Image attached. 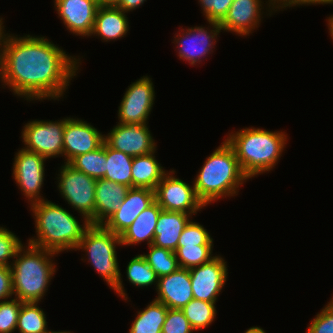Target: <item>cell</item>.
Returning a JSON list of instances; mask_svg holds the SVG:
<instances>
[{
    "mask_svg": "<svg viewBox=\"0 0 333 333\" xmlns=\"http://www.w3.org/2000/svg\"><path fill=\"white\" fill-rule=\"evenodd\" d=\"M27 244L19 248L11 262L13 295L21 302L39 303L56 272L52 257L58 253Z\"/></svg>",
    "mask_w": 333,
    "mask_h": 333,
    "instance_id": "5",
    "label": "cell"
},
{
    "mask_svg": "<svg viewBox=\"0 0 333 333\" xmlns=\"http://www.w3.org/2000/svg\"><path fill=\"white\" fill-rule=\"evenodd\" d=\"M212 29L208 27L195 26L191 28L179 29V33L174 36V42L178 45V56L183 61L189 62L192 66L200 64L202 58L213 52L217 35L221 32L218 22H208ZM209 29V30H208ZM185 31V32H184ZM205 56V57H204Z\"/></svg>",
    "mask_w": 333,
    "mask_h": 333,
    "instance_id": "13",
    "label": "cell"
},
{
    "mask_svg": "<svg viewBox=\"0 0 333 333\" xmlns=\"http://www.w3.org/2000/svg\"><path fill=\"white\" fill-rule=\"evenodd\" d=\"M57 175L58 189L61 196L83 217L95 225V187L96 179L75 170L64 163Z\"/></svg>",
    "mask_w": 333,
    "mask_h": 333,
    "instance_id": "7",
    "label": "cell"
},
{
    "mask_svg": "<svg viewBox=\"0 0 333 333\" xmlns=\"http://www.w3.org/2000/svg\"><path fill=\"white\" fill-rule=\"evenodd\" d=\"M227 262L217 255L198 267L189 269L193 298L216 302L227 281Z\"/></svg>",
    "mask_w": 333,
    "mask_h": 333,
    "instance_id": "12",
    "label": "cell"
},
{
    "mask_svg": "<svg viewBox=\"0 0 333 333\" xmlns=\"http://www.w3.org/2000/svg\"><path fill=\"white\" fill-rule=\"evenodd\" d=\"M100 4L95 0H54L60 19L77 36H91Z\"/></svg>",
    "mask_w": 333,
    "mask_h": 333,
    "instance_id": "16",
    "label": "cell"
},
{
    "mask_svg": "<svg viewBox=\"0 0 333 333\" xmlns=\"http://www.w3.org/2000/svg\"><path fill=\"white\" fill-rule=\"evenodd\" d=\"M155 201V190L149 188H130L121 206L114 212L102 226L121 235L138 217Z\"/></svg>",
    "mask_w": 333,
    "mask_h": 333,
    "instance_id": "17",
    "label": "cell"
},
{
    "mask_svg": "<svg viewBox=\"0 0 333 333\" xmlns=\"http://www.w3.org/2000/svg\"><path fill=\"white\" fill-rule=\"evenodd\" d=\"M125 12L115 5H100L91 36H98L105 42L124 37L129 30V20Z\"/></svg>",
    "mask_w": 333,
    "mask_h": 333,
    "instance_id": "20",
    "label": "cell"
},
{
    "mask_svg": "<svg viewBox=\"0 0 333 333\" xmlns=\"http://www.w3.org/2000/svg\"><path fill=\"white\" fill-rule=\"evenodd\" d=\"M307 333H333V298L308 325Z\"/></svg>",
    "mask_w": 333,
    "mask_h": 333,
    "instance_id": "38",
    "label": "cell"
},
{
    "mask_svg": "<svg viewBox=\"0 0 333 333\" xmlns=\"http://www.w3.org/2000/svg\"><path fill=\"white\" fill-rule=\"evenodd\" d=\"M126 269L127 279L134 286L147 287L158 283L157 274L141 254L133 257L128 262Z\"/></svg>",
    "mask_w": 333,
    "mask_h": 333,
    "instance_id": "31",
    "label": "cell"
},
{
    "mask_svg": "<svg viewBox=\"0 0 333 333\" xmlns=\"http://www.w3.org/2000/svg\"><path fill=\"white\" fill-rule=\"evenodd\" d=\"M13 296L12 271L10 266H0V302Z\"/></svg>",
    "mask_w": 333,
    "mask_h": 333,
    "instance_id": "39",
    "label": "cell"
},
{
    "mask_svg": "<svg viewBox=\"0 0 333 333\" xmlns=\"http://www.w3.org/2000/svg\"><path fill=\"white\" fill-rule=\"evenodd\" d=\"M154 153L133 157L131 168L132 188L139 187L155 190L157 184L168 172L158 163Z\"/></svg>",
    "mask_w": 333,
    "mask_h": 333,
    "instance_id": "24",
    "label": "cell"
},
{
    "mask_svg": "<svg viewBox=\"0 0 333 333\" xmlns=\"http://www.w3.org/2000/svg\"><path fill=\"white\" fill-rule=\"evenodd\" d=\"M132 162L131 155L112 149L106 144V165L103 179L132 188Z\"/></svg>",
    "mask_w": 333,
    "mask_h": 333,
    "instance_id": "25",
    "label": "cell"
},
{
    "mask_svg": "<svg viewBox=\"0 0 333 333\" xmlns=\"http://www.w3.org/2000/svg\"><path fill=\"white\" fill-rule=\"evenodd\" d=\"M316 5V4H333V0H309V2L307 3V5Z\"/></svg>",
    "mask_w": 333,
    "mask_h": 333,
    "instance_id": "43",
    "label": "cell"
},
{
    "mask_svg": "<svg viewBox=\"0 0 333 333\" xmlns=\"http://www.w3.org/2000/svg\"><path fill=\"white\" fill-rule=\"evenodd\" d=\"M155 300L169 309H182L193 299L189 269L179 268L175 272L160 277L156 285Z\"/></svg>",
    "mask_w": 333,
    "mask_h": 333,
    "instance_id": "19",
    "label": "cell"
},
{
    "mask_svg": "<svg viewBox=\"0 0 333 333\" xmlns=\"http://www.w3.org/2000/svg\"><path fill=\"white\" fill-rule=\"evenodd\" d=\"M190 217L192 215L184 212L162 210L158 216L153 245L175 251L182 231L192 220Z\"/></svg>",
    "mask_w": 333,
    "mask_h": 333,
    "instance_id": "22",
    "label": "cell"
},
{
    "mask_svg": "<svg viewBox=\"0 0 333 333\" xmlns=\"http://www.w3.org/2000/svg\"><path fill=\"white\" fill-rule=\"evenodd\" d=\"M234 132L229 133L226 141L233 147L240 167L249 179L272 170L287 144L288 136L282 131L246 127Z\"/></svg>",
    "mask_w": 333,
    "mask_h": 333,
    "instance_id": "4",
    "label": "cell"
},
{
    "mask_svg": "<svg viewBox=\"0 0 333 333\" xmlns=\"http://www.w3.org/2000/svg\"><path fill=\"white\" fill-rule=\"evenodd\" d=\"M168 307L153 299L142 311H138L129 333H161Z\"/></svg>",
    "mask_w": 333,
    "mask_h": 333,
    "instance_id": "26",
    "label": "cell"
},
{
    "mask_svg": "<svg viewBox=\"0 0 333 333\" xmlns=\"http://www.w3.org/2000/svg\"><path fill=\"white\" fill-rule=\"evenodd\" d=\"M116 245H121L120 235L114 234L102 225L90 224L75 251L80 249L85 251L88 262L97 273L117 292L118 296L127 300L117 260Z\"/></svg>",
    "mask_w": 333,
    "mask_h": 333,
    "instance_id": "6",
    "label": "cell"
},
{
    "mask_svg": "<svg viewBox=\"0 0 333 333\" xmlns=\"http://www.w3.org/2000/svg\"><path fill=\"white\" fill-rule=\"evenodd\" d=\"M234 0H198L208 22L220 23Z\"/></svg>",
    "mask_w": 333,
    "mask_h": 333,
    "instance_id": "37",
    "label": "cell"
},
{
    "mask_svg": "<svg viewBox=\"0 0 333 333\" xmlns=\"http://www.w3.org/2000/svg\"><path fill=\"white\" fill-rule=\"evenodd\" d=\"M248 179L240 167L233 147L225 139L206 158L193 186L197 197L206 206L220 198L237 195L239 186Z\"/></svg>",
    "mask_w": 333,
    "mask_h": 333,
    "instance_id": "2",
    "label": "cell"
},
{
    "mask_svg": "<svg viewBox=\"0 0 333 333\" xmlns=\"http://www.w3.org/2000/svg\"><path fill=\"white\" fill-rule=\"evenodd\" d=\"M24 245L16 235L7 230V228L0 227V266H11L8 261L10 258L15 259L17 251Z\"/></svg>",
    "mask_w": 333,
    "mask_h": 333,
    "instance_id": "35",
    "label": "cell"
},
{
    "mask_svg": "<svg viewBox=\"0 0 333 333\" xmlns=\"http://www.w3.org/2000/svg\"><path fill=\"white\" fill-rule=\"evenodd\" d=\"M35 219L36 238H29L28 243L56 253L76 249L89 221L80 222L68 210L49 200L30 205Z\"/></svg>",
    "mask_w": 333,
    "mask_h": 333,
    "instance_id": "3",
    "label": "cell"
},
{
    "mask_svg": "<svg viewBox=\"0 0 333 333\" xmlns=\"http://www.w3.org/2000/svg\"><path fill=\"white\" fill-rule=\"evenodd\" d=\"M167 172L155 189V201L163 210L197 214L205 205L196 195L195 187Z\"/></svg>",
    "mask_w": 333,
    "mask_h": 333,
    "instance_id": "9",
    "label": "cell"
},
{
    "mask_svg": "<svg viewBox=\"0 0 333 333\" xmlns=\"http://www.w3.org/2000/svg\"><path fill=\"white\" fill-rule=\"evenodd\" d=\"M130 187L105 179H96L95 225H102L118 210Z\"/></svg>",
    "mask_w": 333,
    "mask_h": 333,
    "instance_id": "21",
    "label": "cell"
},
{
    "mask_svg": "<svg viewBox=\"0 0 333 333\" xmlns=\"http://www.w3.org/2000/svg\"><path fill=\"white\" fill-rule=\"evenodd\" d=\"M46 319L38 302H22L16 329L19 333H49Z\"/></svg>",
    "mask_w": 333,
    "mask_h": 333,
    "instance_id": "27",
    "label": "cell"
},
{
    "mask_svg": "<svg viewBox=\"0 0 333 333\" xmlns=\"http://www.w3.org/2000/svg\"><path fill=\"white\" fill-rule=\"evenodd\" d=\"M162 210L156 201L143 210L120 235L121 245H136L144 241L148 242V246L153 244L158 216Z\"/></svg>",
    "mask_w": 333,
    "mask_h": 333,
    "instance_id": "23",
    "label": "cell"
},
{
    "mask_svg": "<svg viewBox=\"0 0 333 333\" xmlns=\"http://www.w3.org/2000/svg\"><path fill=\"white\" fill-rule=\"evenodd\" d=\"M308 2H309V0H268L266 2L268 4L267 6L269 7L268 15H271L273 13V11H275V12L278 11L277 9L280 10L283 8L286 9V7L307 5Z\"/></svg>",
    "mask_w": 333,
    "mask_h": 333,
    "instance_id": "40",
    "label": "cell"
},
{
    "mask_svg": "<svg viewBox=\"0 0 333 333\" xmlns=\"http://www.w3.org/2000/svg\"><path fill=\"white\" fill-rule=\"evenodd\" d=\"M215 303L193 298L181 309L194 331L212 324L217 313Z\"/></svg>",
    "mask_w": 333,
    "mask_h": 333,
    "instance_id": "29",
    "label": "cell"
},
{
    "mask_svg": "<svg viewBox=\"0 0 333 333\" xmlns=\"http://www.w3.org/2000/svg\"><path fill=\"white\" fill-rule=\"evenodd\" d=\"M244 333H266V332L262 328L256 326V327H250Z\"/></svg>",
    "mask_w": 333,
    "mask_h": 333,
    "instance_id": "44",
    "label": "cell"
},
{
    "mask_svg": "<svg viewBox=\"0 0 333 333\" xmlns=\"http://www.w3.org/2000/svg\"><path fill=\"white\" fill-rule=\"evenodd\" d=\"M49 333H71L69 331H50Z\"/></svg>",
    "mask_w": 333,
    "mask_h": 333,
    "instance_id": "48",
    "label": "cell"
},
{
    "mask_svg": "<svg viewBox=\"0 0 333 333\" xmlns=\"http://www.w3.org/2000/svg\"><path fill=\"white\" fill-rule=\"evenodd\" d=\"M155 100L154 85L148 76L133 82L124 93L118 108V123L143 125L148 123Z\"/></svg>",
    "mask_w": 333,
    "mask_h": 333,
    "instance_id": "10",
    "label": "cell"
},
{
    "mask_svg": "<svg viewBox=\"0 0 333 333\" xmlns=\"http://www.w3.org/2000/svg\"><path fill=\"white\" fill-rule=\"evenodd\" d=\"M120 0H106V5H116Z\"/></svg>",
    "mask_w": 333,
    "mask_h": 333,
    "instance_id": "46",
    "label": "cell"
},
{
    "mask_svg": "<svg viewBox=\"0 0 333 333\" xmlns=\"http://www.w3.org/2000/svg\"><path fill=\"white\" fill-rule=\"evenodd\" d=\"M79 61L46 37L7 33L2 41L0 81L27 101L59 100L77 75Z\"/></svg>",
    "mask_w": 333,
    "mask_h": 333,
    "instance_id": "1",
    "label": "cell"
},
{
    "mask_svg": "<svg viewBox=\"0 0 333 333\" xmlns=\"http://www.w3.org/2000/svg\"><path fill=\"white\" fill-rule=\"evenodd\" d=\"M2 17L0 18V73H1V49H2V41L3 38L5 36V30H4V26H3V21H2Z\"/></svg>",
    "mask_w": 333,
    "mask_h": 333,
    "instance_id": "42",
    "label": "cell"
},
{
    "mask_svg": "<svg viewBox=\"0 0 333 333\" xmlns=\"http://www.w3.org/2000/svg\"><path fill=\"white\" fill-rule=\"evenodd\" d=\"M148 124L127 125L118 123L104 135V142L112 149L135 156L156 152V143Z\"/></svg>",
    "mask_w": 333,
    "mask_h": 333,
    "instance_id": "14",
    "label": "cell"
},
{
    "mask_svg": "<svg viewBox=\"0 0 333 333\" xmlns=\"http://www.w3.org/2000/svg\"><path fill=\"white\" fill-rule=\"evenodd\" d=\"M189 320L180 309H169L161 333H192Z\"/></svg>",
    "mask_w": 333,
    "mask_h": 333,
    "instance_id": "36",
    "label": "cell"
},
{
    "mask_svg": "<svg viewBox=\"0 0 333 333\" xmlns=\"http://www.w3.org/2000/svg\"><path fill=\"white\" fill-rule=\"evenodd\" d=\"M214 245L177 247L174 251L180 268L191 269L210 261Z\"/></svg>",
    "mask_w": 333,
    "mask_h": 333,
    "instance_id": "32",
    "label": "cell"
},
{
    "mask_svg": "<svg viewBox=\"0 0 333 333\" xmlns=\"http://www.w3.org/2000/svg\"><path fill=\"white\" fill-rule=\"evenodd\" d=\"M263 3L261 0H234L227 15L219 23L221 30L234 32L239 36H248L255 27L258 28L263 18L261 17Z\"/></svg>",
    "mask_w": 333,
    "mask_h": 333,
    "instance_id": "18",
    "label": "cell"
},
{
    "mask_svg": "<svg viewBox=\"0 0 333 333\" xmlns=\"http://www.w3.org/2000/svg\"><path fill=\"white\" fill-rule=\"evenodd\" d=\"M96 2H98L100 5H106V0H95Z\"/></svg>",
    "mask_w": 333,
    "mask_h": 333,
    "instance_id": "47",
    "label": "cell"
},
{
    "mask_svg": "<svg viewBox=\"0 0 333 333\" xmlns=\"http://www.w3.org/2000/svg\"><path fill=\"white\" fill-rule=\"evenodd\" d=\"M75 170L85 173L94 179H102L105 176L106 143L95 151L80 154L69 163Z\"/></svg>",
    "mask_w": 333,
    "mask_h": 333,
    "instance_id": "28",
    "label": "cell"
},
{
    "mask_svg": "<svg viewBox=\"0 0 333 333\" xmlns=\"http://www.w3.org/2000/svg\"><path fill=\"white\" fill-rule=\"evenodd\" d=\"M65 118L60 121L33 120L22 129L23 149L45 158L63 156Z\"/></svg>",
    "mask_w": 333,
    "mask_h": 333,
    "instance_id": "8",
    "label": "cell"
},
{
    "mask_svg": "<svg viewBox=\"0 0 333 333\" xmlns=\"http://www.w3.org/2000/svg\"><path fill=\"white\" fill-rule=\"evenodd\" d=\"M196 245H213V238L203 225L190 220L180 235L177 247Z\"/></svg>",
    "mask_w": 333,
    "mask_h": 333,
    "instance_id": "33",
    "label": "cell"
},
{
    "mask_svg": "<svg viewBox=\"0 0 333 333\" xmlns=\"http://www.w3.org/2000/svg\"><path fill=\"white\" fill-rule=\"evenodd\" d=\"M104 143V135L95 127L78 118H65L63 132L64 163H69L80 154L95 151Z\"/></svg>",
    "mask_w": 333,
    "mask_h": 333,
    "instance_id": "15",
    "label": "cell"
},
{
    "mask_svg": "<svg viewBox=\"0 0 333 333\" xmlns=\"http://www.w3.org/2000/svg\"><path fill=\"white\" fill-rule=\"evenodd\" d=\"M21 305L22 302L16 298L0 302V333H12L16 330Z\"/></svg>",
    "mask_w": 333,
    "mask_h": 333,
    "instance_id": "34",
    "label": "cell"
},
{
    "mask_svg": "<svg viewBox=\"0 0 333 333\" xmlns=\"http://www.w3.org/2000/svg\"><path fill=\"white\" fill-rule=\"evenodd\" d=\"M146 0H120L115 6L125 12H130L139 8Z\"/></svg>",
    "mask_w": 333,
    "mask_h": 333,
    "instance_id": "41",
    "label": "cell"
},
{
    "mask_svg": "<svg viewBox=\"0 0 333 333\" xmlns=\"http://www.w3.org/2000/svg\"><path fill=\"white\" fill-rule=\"evenodd\" d=\"M45 160L47 158L44 156L23 148L15 154L13 178L30 205L45 200L40 195L44 183Z\"/></svg>",
    "mask_w": 333,
    "mask_h": 333,
    "instance_id": "11",
    "label": "cell"
},
{
    "mask_svg": "<svg viewBox=\"0 0 333 333\" xmlns=\"http://www.w3.org/2000/svg\"><path fill=\"white\" fill-rule=\"evenodd\" d=\"M327 22H328V29H329L330 36L333 39V15L328 18Z\"/></svg>",
    "mask_w": 333,
    "mask_h": 333,
    "instance_id": "45",
    "label": "cell"
},
{
    "mask_svg": "<svg viewBox=\"0 0 333 333\" xmlns=\"http://www.w3.org/2000/svg\"><path fill=\"white\" fill-rule=\"evenodd\" d=\"M148 254H142L158 278L169 275L180 268L175 252L167 249L149 245Z\"/></svg>",
    "mask_w": 333,
    "mask_h": 333,
    "instance_id": "30",
    "label": "cell"
}]
</instances>
